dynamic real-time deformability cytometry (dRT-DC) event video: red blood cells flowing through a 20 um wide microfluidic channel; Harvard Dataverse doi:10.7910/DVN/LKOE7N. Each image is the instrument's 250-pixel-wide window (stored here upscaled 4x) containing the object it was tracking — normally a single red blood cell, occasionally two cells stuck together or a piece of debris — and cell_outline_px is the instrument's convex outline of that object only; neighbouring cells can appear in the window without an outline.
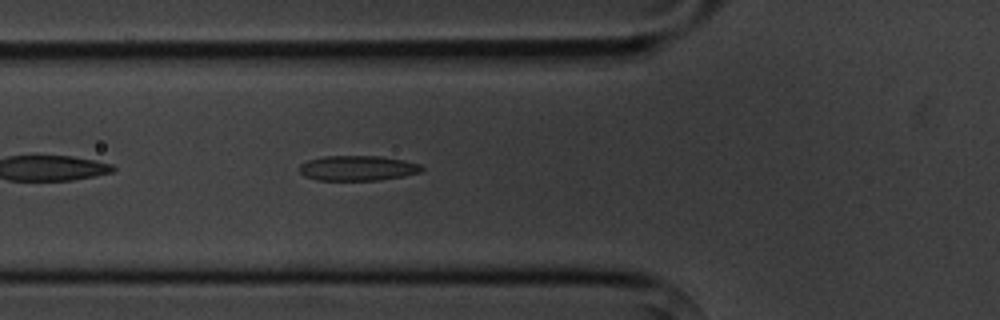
{"species": "common noctule bat (a hibernating species)", "species_latin": "Nyctalus noctula", "temperature_condition": "cold", "stored_images_in_passage": 6, "camera_frame_rate_fps": 3000, "um_per_image_px": 0.085, "animal": {"sex": "male", "body_mass_g": 20.1, "forearm_length_mm": 53.5}, "frame": {"image": 1, "passage_image": 6, "time_ms": 5.667, "image_size_px": [1000, 320], "cell_outline_px": [[424, 168], [420, 172], [404, 176], [380, 180], [316, 180], [304, 176], [300, 172], [300, 164], [308, 160], [324, 156], [380, 156], [404, 160], [420, 164]], "centroid_in_image_um": [30.4, 14.29], "position_along_channel_um": 95.4, "area_um2": 17.92}}